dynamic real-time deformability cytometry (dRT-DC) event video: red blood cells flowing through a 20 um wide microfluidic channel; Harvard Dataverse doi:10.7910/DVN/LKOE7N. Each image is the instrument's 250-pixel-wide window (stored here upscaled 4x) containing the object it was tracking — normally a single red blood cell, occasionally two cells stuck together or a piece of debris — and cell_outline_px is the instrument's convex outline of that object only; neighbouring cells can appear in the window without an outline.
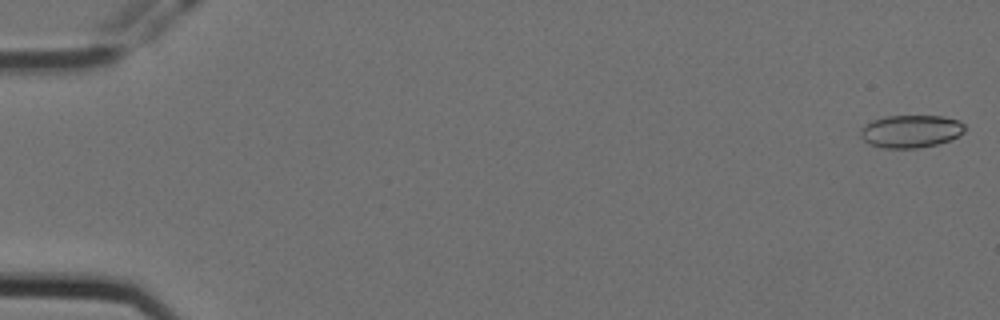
{"species": "Egyptian fruit bat (a non-hibernating species)", "species_latin": "Rousettus aegyptiacus", "temperature_condition": "cold", "stored_images_in_passage": 4, "camera_frame_rate_fps": 3000, "um_per_image_px": 0.085, "animal": {"sex": "female"}, "frame": {"image": 1, "passage_image": 1, "time_ms": 0.0, "image_size_px": [1000, 320], "cell_outline_px": [[964, 132], [960, 136], [936, 144], [916, 148], [880, 148], [868, 144], [860, 136], [860, 128], [872, 120], [884, 116], [940, 116], [960, 120], [964, 124]], "centroid_in_image_um": [77.39, 11.16], "position_along_channel_um": 7.6, "area_um2": 20.0}}